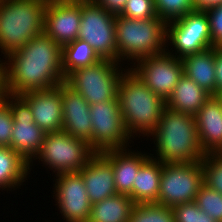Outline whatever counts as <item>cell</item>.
<instances>
[{"mask_svg": "<svg viewBox=\"0 0 222 222\" xmlns=\"http://www.w3.org/2000/svg\"><path fill=\"white\" fill-rule=\"evenodd\" d=\"M166 40L167 45L169 40V45L175 50L171 52L167 46L166 51L178 58L213 47L205 10H194L184 17L168 22Z\"/></svg>", "mask_w": 222, "mask_h": 222, "instance_id": "obj_11", "label": "cell"}, {"mask_svg": "<svg viewBox=\"0 0 222 222\" xmlns=\"http://www.w3.org/2000/svg\"><path fill=\"white\" fill-rule=\"evenodd\" d=\"M90 116L92 122V150L95 153L128 148L129 143L133 142L124 126L118 100L91 104Z\"/></svg>", "mask_w": 222, "mask_h": 222, "instance_id": "obj_10", "label": "cell"}, {"mask_svg": "<svg viewBox=\"0 0 222 222\" xmlns=\"http://www.w3.org/2000/svg\"><path fill=\"white\" fill-rule=\"evenodd\" d=\"M171 209L175 222H216L201 211L195 201L178 204Z\"/></svg>", "mask_w": 222, "mask_h": 222, "instance_id": "obj_32", "label": "cell"}, {"mask_svg": "<svg viewBox=\"0 0 222 222\" xmlns=\"http://www.w3.org/2000/svg\"><path fill=\"white\" fill-rule=\"evenodd\" d=\"M209 19L213 47H222V4L205 9Z\"/></svg>", "mask_w": 222, "mask_h": 222, "instance_id": "obj_34", "label": "cell"}, {"mask_svg": "<svg viewBox=\"0 0 222 222\" xmlns=\"http://www.w3.org/2000/svg\"><path fill=\"white\" fill-rule=\"evenodd\" d=\"M55 205L66 222H88L91 203L79 172L60 173L55 176ZM58 178V179H57Z\"/></svg>", "mask_w": 222, "mask_h": 222, "instance_id": "obj_14", "label": "cell"}, {"mask_svg": "<svg viewBox=\"0 0 222 222\" xmlns=\"http://www.w3.org/2000/svg\"><path fill=\"white\" fill-rule=\"evenodd\" d=\"M129 222H175V218L169 207L155 203L136 204Z\"/></svg>", "mask_w": 222, "mask_h": 222, "instance_id": "obj_27", "label": "cell"}, {"mask_svg": "<svg viewBox=\"0 0 222 222\" xmlns=\"http://www.w3.org/2000/svg\"><path fill=\"white\" fill-rule=\"evenodd\" d=\"M124 72L117 95L124 126L133 139L142 134L148 137L156 129L166 101L151 91L129 68Z\"/></svg>", "mask_w": 222, "mask_h": 222, "instance_id": "obj_3", "label": "cell"}, {"mask_svg": "<svg viewBox=\"0 0 222 222\" xmlns=\"http://www.w3.org/2000/svg\"><path fill=\"white\" fill-rule=\"evenodd\" d=\"M79 173L91 204L117 194L113 166L101 153H95Z\"/></svg>", "mask_w": 222, "mask_h": 222, "instance_id": "obj_19", "label": "cell"}, {"mask_svg": "<svg viewBox=\"0 0 222 222\" xmlns=\"http://www.w3.org/2000/svg\"><path fill=\"white\" fill-rule=\"evenodd\" d=\"M3 98L9 103L14 122L10 148L29 164L39 153L46 132L34 122L29 104L20 95L4 93Z\"/></svg>", "mask_w": 222, "mask_h": 222, "instance_id": "obj_12", "label": "cell"}, {"mask_svg": "<svg viewBox=\"0 0 222 222\" xmlns=\"http://www.w3.org/2000/svg\"><path fill=\"white\" fill-rule=\"evenodd\" d=\"M136 204L124 194H116L91 205L88 222H129Z\"/></svg>", "mask_w": 222, "mask_h": 222, "instance_id": "obj_24", "label": "cell"}, {"mask_svg": "<svg viewBox=\"0 0 222 222\" xmlns=\"http://www.w3.org/2000/svg\"><path fill=\"white\" fill-rule=\"evenodd\" d=\"M29 164L10 147H0V189H16L27 180ZM4 188V189H3Z\"/></svg>", "mask_w": 222, "mask_h": 222, "instance_id": "obj_25", "label": "cell"}, {"mask_svg": "<svg viewBox=\"0 0 222 222\" xmlns=\"http://www.w3.org/2000/svg\"><path fill=\"white\" fill-rule=\"evenodd\" d=\"M80 21L81 1L47 0L44 32L61 47L78 38Z\"/></svg>", "mask_w": 222, "mask_h": 222, "instance_id": "obj_15", "label": "cell"}, {"mask_svg": "<svg viewBox=\"0 0 222 222\" xmlns=\"http://www.w3.org/2000/svg\"><path fill=\"white\" fill-rule=\"evenodd\" d=\"M210 96L192 79L183 74L174 87L172 95L167 99L166 106L172 110L195 116Z\"/></svg>", "mask_w": 222, "mask_h": 222, "instance_id": "obj_22", "label": "cell"}, {"mask_svg": "<svg viewBox=\"0 0 222 222\" xmlns=\"http://www.w3.org/2000/svg\"><path fill=\"white\" fill-rule=\"evenodd\" d=\"M94 154L90 145L82 139H77L63 130L49 132L46 133L39 153L29 163V172L36 159L56 172V175L79 172Z\"/></svg>", "mask_w": 222, "mask_h": 222, "instance_id": "obj_7", "label": "cell"}, {"mask_svg": "<svg viewBox=\"0 0 222 222\" xmlns=\"http://www.w3.org/2000/svg\"><path fill=\"white\" fill-rule=\"evenodd\" d=\"M215 78H216V95L222 92V50L219 49L215 55Z\"/></svg>", "mask_w": 222, "mask_h": 222, "instance_id": "obj_36", "label": "cell"}, {"mask_svg": "<svg viewBox=\"0 0 222 222\" xmlns=\"http://www.w3.org/2000/svg\"><path fill=\"white\" fill-rule=\"evenodd\" d=\"M63 109L62 130L69 135L86 141L92 148V122L90 104L65 82L61 84Z\"/></svg>", "mask_w": 222, "mask_h": 222, "instance_id": "obj_17", "label": "cell"}, {"mask_svg": "<svg viewBox=\"0 0 222 222\" xmlns=\"http://www.w3.org/2000/svg\"><path fill=\"white\" fill-rule=\"evenodd\" d=\"M130 66V70L159 97L165 101L172 95L174 87L183 75L181 58L167 51L143 58Z\"/></svg>", "mask_w": 222, "mask_h": 222, "instance_id": "obj_13", "label": "cell"}, {"mask_svg": "<svg viewBox=\"0 0 222 222\" xmlns=\"http://www.w3.org/2000/svg\"><path fill=\"white\" fill-rule=\"evenodd\" d=\"M4 93H5V86H0V100L3 98Z\"/></svg>", "mask_w": 222, "mask_h": 222, "instance_id": "obj_39", "label": "cell"}, {"mask_svg": "<svg viewBox=\"0 0 222 222\" xmlns=\"http://www.w3.org/2000/svg\"><path fill=\"white\" fill-rule=\"evenodd\" d=\"M201 164L204 184L222 194V153L205 154Z\"/></svg>", "mask_w": 222, "mask_h": 222, "instance_id": "obj_30", "label": "cell"}, {"mask_svg": "<svg viewBox=\"0 0 222 222\" xmlns=\"http://www.w3.org/2000/svg\"><path fill=\"white\" fill-rule=\"evenodd\" d=\"M195 10H205L209 7L222 4V0H193Z\"/></svg>", "mask_w": 222, "mask_h": 222, "instance_id": "obj_37", "label": "cell"}, {"mask_svg": "<svg viewBox=\"0 0 222 222\" xmlns=\"http://www.w3.org/2000/svg\"><path fill=\"white\" fill-rule=\"evenodd\" d=\"M120 64L112 60L100 59L93 65L70 72L65 77V83L90 105L118 100V86L124 73Z\"/></svg>", "mask_w": 222, "mask_h": 222, "instance_id": "obj_6", "label": "cell"}, {"mask_svg": "<svg viewBox=\"0 0 222 222\" xmlns=\"http://www.w3.org/2000/svg\"><path fill=\"white\" fill-rule=\"evenodd\" d=\"M47 0H0V50L5 58L44 32Z\"/></svg>", "mask_w": 222, "mask_h": 222, "instance_id": "obj_4", "label": "cell"}, {"mask_svg": "<svg viewBox=\"0 0 222 222\" xmlns=\"http://www.w3.org/2000/svg\"><path fill=\"white\" fill-rule=\"evenodd\" d=\"M162 162L149 158L139 169L132 189L135 204H157Z\"/></svg>", "mask_w": 222, "mask_h": 222, "instance_id": "obj_23", "label": "cell"}, {"mask_svg": "<svg viewBox=\"0 0 222 222\" xmlns=\"http://www.w3.org/2000/svg\"><path fill=\"white\" fill-rule=\"evenodd\" d=\"M5 59L7 94L21 95L29 91L52 89L65 82L62 47L45 32L32 38Z\"/></svg>", "mask_w": 222, "mask_h": 222, "instance_id": "obj_1", "label": "cell"}, {"mask_svg": "<svg viewBox=\"0 0 222 222\" xmlns=\"http://www.w3.org/2000/svg\"><path fill=\"white\" fill-rule=\"evenodd\" d=\"M203 181L200 162L162 163L157 204L172 208L195 201Z\"/></svg>", "mask_w": 222, "mask_h": 222, "instance_id": "obj_8", "label": "cell"}, {"mask_svg": "<svg viewBox=\"0 0 222 222\" xmlns=\"http://www.w3.org/2000/svg\"><path fill=\"white\" fill-rule=\"evenodd\" d=\"M120 15L135 20H146L158 17L154 0H127Z\"/></svg>", "mask_w": 222, "mask_h": 222, "instance_id": "obj_31", "label": "cell"}, {"mask_svg": "<svg viewBox=\"0 0 222 222\" xmlns=\"http://www.w3.org/2000/svg\"><path fill=\"white\" fill-rule=\"evenodd\" d=\"M195 202L206 215L216 222H222V194L203 184Z\"/></svg>", "mask_w": 222, "mask_h": 222, "instance_id": "obj_29", "label": "cell"}, {"mask_svg": "<svg viewBox=\"0 0 222 222\" xmlns=\"http://www.w3.org/2000/svg\"><path fill=\"white\" fill-rule=\"evenodd\" d=\"M219 49L211 47L181 58L183 74L210 95H216L215 55Z\"/></svg>", "mask_w": 222, "mask_h": 222, "instance_id": "obj_21", "label": "cell"}, {"mask_svg": "<svg viewBox=\"0 0 222 222\" xmlns=\"http://www.w3.org/2000/svg\"><path fill=\"white\" fill-rule=\"evenodd\" d=\"M150 136L157 156L149 155L162 163L200 162L205 156L199 144L195 117L190 114L166 106Z\"/></svg>", "mask_w": 222, "mask_h": 222, "instance_id": "obj_2", "label": "cell"}, {"mask_svg": "<svg viewBox=\"0 0 222 222\" xmlns=\"http://www.w3.org/2000/svg\"><path fill=\"white\" fill-rule=\"evenodd\" d=\"M59 1H73V2H77V1H92V0H59Z\"/></svg>", "mask_w": 222, "mask_h": 222, "instance_id": "obj_40", "label": "cell"}, {"mask_svg": "<svg viewBox=\"0 0 222 222\" xmlns=\"http://www.w3.org/2000/svg\"><path fill=\"white\" fill-rule=\"evenodd\" d=\"M157 16L166 23L195 10L193 0H154Z\"/></svg>", "mask_w": 222, "mask_h": 222, "instance_id": "obj_28", "label": "cell"}, {"mask_svg": "<svg viewBox=\"0 0 222 222\" xmlns=\"http://www.w3.org/2000/svg\"><path fill=\"white\" fill-rule=\"evenodd\" d=\"M98 6L114 15H120L127 0H93Z\"/></svg>", "mask_w": 222, "mask_h": 222, "instance_id": "obj_35", "label": "cell"}, {"mask_svg": "<svg viewBox=\"0 0 222 222\" xmlns=\"http://www.w3.org/2000/svg\"><path fill=\"white\" fill-rule=\"evenodd\" d=\"M198 140L205 154L222 153V102L211 95L194 116Z\"/></svg>", "mask_w": 222, "mask_h": 222, "instance_id": "obj_18", "label": "cell"}, {"mask_svg": "<svg viewBox=\"0 0 222 222\" xmlns=\"http://www.w3.org/2000/svg\"><path fill=\"white\" fill-rule=\"evenodd\" d=\"M78 39L86 41L100 59L117 62L115 15L92 1H81Z\"/></svg>", "mask_w": 222, "mask_h": 222, "instance_id": "obj_9", "label": "cell"}, {"mask_svg": "<svg viewBox=\"0 0 222 222\" xmlns=\"http://www.w3.org/2000/svg\"><path fill=\"white\" fill-rule=\"evenodd\" d=\"M99 60L93 48L84 40L77 38L62 47V70L65 77L73 70L93 65Z\"/></svg>", "mask_w": 222, "mask_h": 222, "instance_id": "obj_26", "label": "cell"}, {"mask_svg": "<svg viewBox=\"0 0 222 222\" xmlns=\"http://www.w3.org/2000/svg\"><path fill=\"white\" fill-rule=\"evenodd\" d=\"M13 124L9 103L2 98L0 100V147H10Z\"/></svg>", "mask_w": 222, "mask_h": 222, "instance_id": "obj_33", "label": "cell"}, {"mask_svg": "<svg viewBox=\"0 0 222 222\" xmlns=\"http://www.w3.org/2000/svg\"><path fill=\"white\" fill-rule=\"evenodd\" d=\"M128 150V151H127ZM131 151V152H129ZM101 154L112 164L117 194L132 199V189L140 167L150 158L146 153L129 148L111 149Z\"/></svg>", "mask_w": 222, "mask_h": 222, "instance_id": "obj_20", "label": "cell"}, {"mask_svg": "<svg viewBox=\"0 0 222 222\" xmlns=\"http://www.w3.org/2000/svg\"><path fill=\"white\" fill-rule=\"evenodd\" d=\"M30 106L34 122L46 133L63 128L61 84L56 88L29 91L20 95Z\"/></svg>", "mask_w": 222, "mask_h": 222, "instance_id": "obj_16", "label": "cell"}, {"mask_svg": "<svg viewBox=\"0 0 222 222\" xmlns=\"http://www.w3.org/2000/svg\"><path fill=\"white\" fill-rule=\"evenodd\" d=\"M117 62L128 59L133 65L167 49V23L159 17L135 20L115 15ZM134 60L136 62H134Z\"/></svg>", "mask_w": 222, "mask_h": 222, "instance_id": "obj_5", "label": "cell"}, {"mask_svg": "<svg viewBox=\"0 0 222 222\" xmlns=\"http://www.w3.org/2000/svg\"><path fill=\"white\" fill-rule=\"evenodd\" d=\"M217 96L221 99L222 102V92H220Z\"/></svg>", "mask_w": 222, "mask_h": 222, "instance_id": "obj_41", "label": "cell"}, {"mask_svg": "<svg viewBox=\"0 0 222 222\" xmlns=\"http://www.w3.org/2000/svg\"><path fill=\"white\" fill-rule=\"evenodd\" d=\"M2 59L0 60V86H5V68Z\"/></svg>", "mask_w": 222, "mask_h": 222, "instance_id": "obj_38", "label": "cell"}]
</instances>
